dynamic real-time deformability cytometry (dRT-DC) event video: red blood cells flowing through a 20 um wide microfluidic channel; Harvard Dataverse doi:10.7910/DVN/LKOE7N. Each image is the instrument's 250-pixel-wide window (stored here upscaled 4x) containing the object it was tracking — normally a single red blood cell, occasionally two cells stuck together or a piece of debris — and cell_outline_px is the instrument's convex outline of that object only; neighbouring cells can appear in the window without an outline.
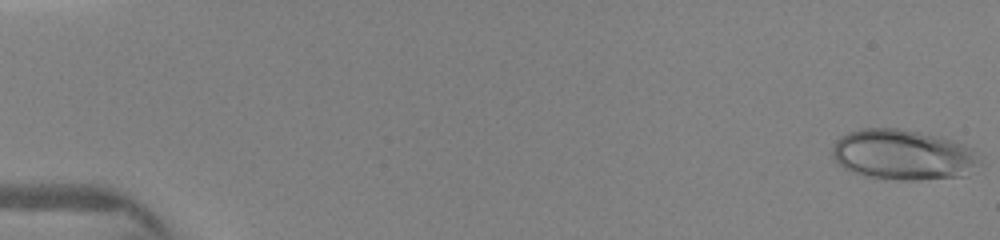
{"species": "human", "species_latin": "Homo sapiens", "temperature_condition": "warm", "stored_images_in_passage": 35, "camera_frame_rate_fps": 3000, "um_per_image_px": 0.085, "donor": {"sex": "female"}, "frame": {"image": 1, "passage_image": 1, "time_ms": 0.0, "image_size_px": [1000, 240], "cell_outline_px": [[984, 168], [968, 176], [920, 180], [904, 180], [864, 176], [844, 168], [832, 156], [832, 148], [836, 140], [840, 136], [848, 132], [860, 128], [896, 128], [920, 132], [952, 140], [964, 144], [972, 148], [980, 156]], "centroid_in_image_um": [76.86, 13.17], "position_along_channel_um": 8.1, "area_um2": 44.1}}
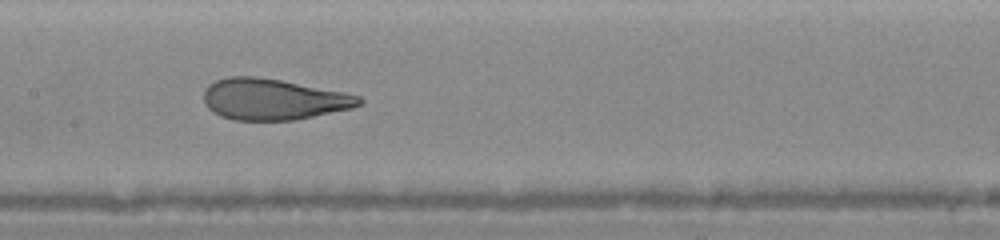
{"frame": {"image": 2, "passage_image": 25, "time_ms": 7.667, "image_size_px": [1000, 240], "cell_outline_px": [[364, 104], [352, 108], [296, 120], [232, 120], [220, 116], [208, 108], [204, 100], [204, 88], [208, 84], [216, 80], [228, 76], [256, 76], [280, 80], [344, 92], [360, 96], [364, 100]], "centroid_in_image_um": [23.23, 8.44], "position_along_channel_um": 184.2, "area_um2": 37.4}}
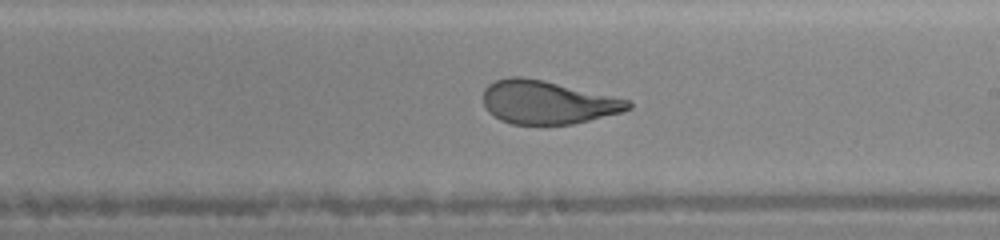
{"frame": {"image": 3, "passage_image": 31, "time_ms": 9.0, "image_size_px": [1000, 240], "cell_outline_px": [[632, 108], [624, 112], [572, 124], [512, 124], [500, 120], [488, 112], [484, 108], [484, 88], [488, 84], [496, 80], [508, 76], [520, 76], [544, 80], [612, 96], [628, 100], [632, 104]], "centroid_in_image_um": [46.51, 8.69], "position_along_channel_um": 242.5, "area_um2": 36.65}}